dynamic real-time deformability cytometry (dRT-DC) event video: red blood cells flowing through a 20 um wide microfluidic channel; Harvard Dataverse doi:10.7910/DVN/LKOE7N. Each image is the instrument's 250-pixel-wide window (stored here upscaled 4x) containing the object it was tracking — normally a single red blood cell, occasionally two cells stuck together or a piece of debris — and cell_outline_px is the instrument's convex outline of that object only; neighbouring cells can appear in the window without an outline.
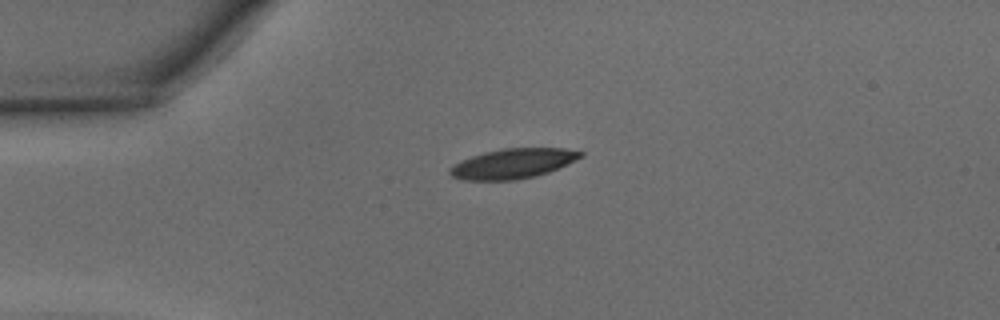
{"species": "common noctule bat (a hibernating species)", "species_latin": "Nyctalus noctula", "temperature_condition": "warm", "stored_images_in_passage": 36, "camera_frame_rate_fps": 3000, "um_per_image_px": 0.085, "animal": {"sex": "male", "body_mass_g": 15.6}, "frame": {"image": 1, "passage_image": 1, "time_ms": 0.0, "image_size_px": [1000, 320], "cell_outline_px": [[584, 156], [568, 164], [548, 172], [536, 176], [516, 180], [464, 180], [452, 176], [448, 172], [448, 168], [460, 160], [484, 152], [504, 148], [564, 148], [584, 152]], "centroid_in_image_um": [43.6, 13.9], "position_along_channel_um": 41.4, "area_um2": 22.89}}
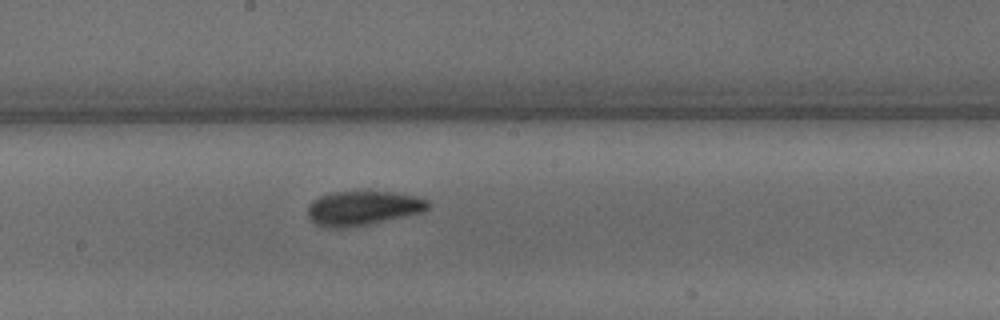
{"frame": {"image": 2, "passage_image": 15, "time_ms": 4.667, "image_size_px": [1000, 320], "cell_outline_px": [[432, 204], [424, 212], [368, 224], [348, 228], [328, 228], [316, 224], [308, 220], [308, 204], [312, 200], [320, 196], [332, 192], [388, 192], [412, 196], [428, 200]], "centroid_in_image_um": [30.8, 17.71], "position_along_channel_um": 217.4, "area_um2": 24.1}}
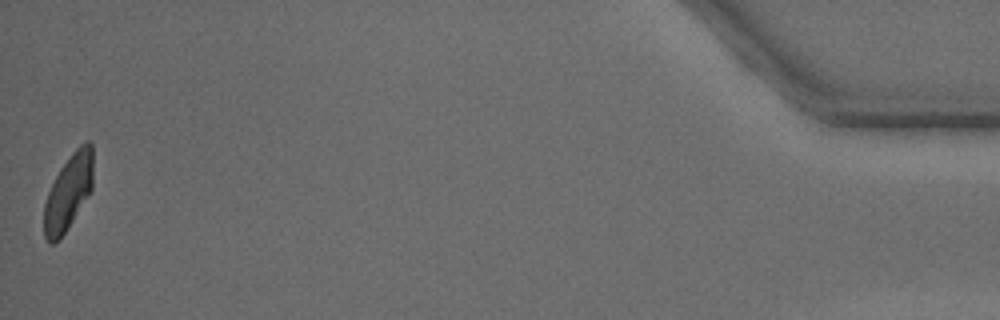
{"frame": {"image": 3, "passage_image": 36, "time_ms": 11.667, "image_size_px": [1000, 320], "cell_outline_px": [[92, 188], [88, 196], [64, 232], [52, 244], [48, 244], [44, 236], [44, 204], [48, 192], [60, 168], [72, 152], [80, 144], [88, 140], [92, 144]], "centroid_in_image_um": [5.8, 16.31], "position_along_channel_um": 429.4, "area_um2": 21.21}, "authors_computed_cell_mechanics": {"area_um2": 23.0622, "velocity_mm_per_s": 4.3428, "shape_relaxation_time_tau1_ms": 2.6368, "shape_relaxation_time_tau2_ms": 1.672, "deformation_change_tau1": 0.1282, "deformation_change_tau2": 0.0736}}